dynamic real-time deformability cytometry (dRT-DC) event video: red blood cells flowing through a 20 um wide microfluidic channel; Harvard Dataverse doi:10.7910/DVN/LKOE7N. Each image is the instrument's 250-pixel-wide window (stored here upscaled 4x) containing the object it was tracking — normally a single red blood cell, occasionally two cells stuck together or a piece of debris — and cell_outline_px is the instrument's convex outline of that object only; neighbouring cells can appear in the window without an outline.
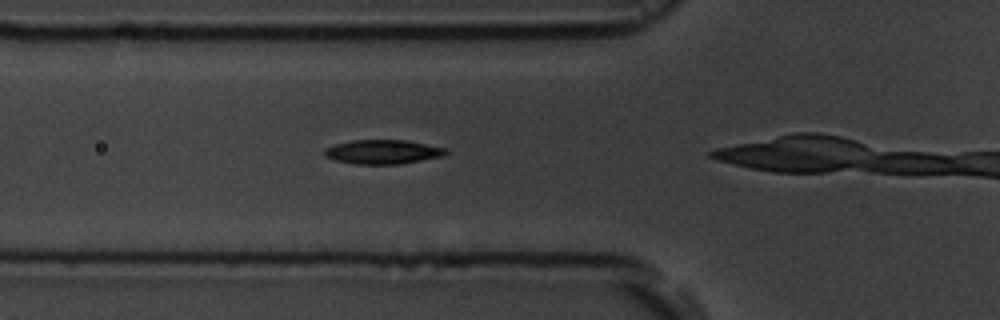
{"species": "common noctule bat (a hibernating species)", "species_latin": "Nyctalus noctula", "temperature_condition": "room temperature", "stored_images_in_passage": 5, "camera_frame_rate_fps": 3000, "um_per_image_px": 0.085, "animal": {"sex": "male", "body_mass_g": 19.5, "forearm_length_mm": 54.6}, "frame": {"image": 1, "passage_image": 4, "time_ms": 3.333, "image_size_px": [1000, 320], "cell_outline_px": [[448, 152], [444, 156], [400, 164], [356, 164], [336, 160], [324, 156], [324, 148], [336, 144], [352, 140], [408, 140], [444, 148]], "centroid_in_image_um": [32.53, 12.91], "position_along_channel_um": 93.3, "area_um2": 17.05}}